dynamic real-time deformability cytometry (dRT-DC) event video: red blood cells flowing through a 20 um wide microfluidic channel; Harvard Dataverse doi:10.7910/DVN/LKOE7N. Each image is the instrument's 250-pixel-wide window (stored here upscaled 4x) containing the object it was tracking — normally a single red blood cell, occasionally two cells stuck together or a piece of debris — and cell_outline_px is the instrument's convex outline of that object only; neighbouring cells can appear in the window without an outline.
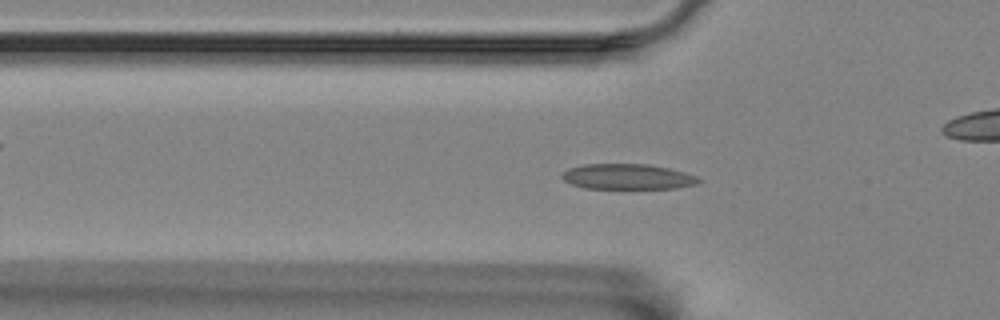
{"species": "Egyptian fruit bat (a non-hibernating species)", "species_latin": "Rousettus aegyptiacus", "temperature_condition": "room temperature", "stored_images_in_passage": 55, "camera_frame_rate_fps": 3000, "um_per_image_px": 0.085, "animal": {"sex": "female"}, "frame": {"image": 1, "passage_image": 18, "time_ms": 5.667, "image_size_px": [1000, 320], "cell_outline_px": [[700, 180], [696, 184], [676, 188], [584, 188], [572, 184], [564, 180], [560, 176], [568, 168], [584, 164], [648, 164], [668, 168], [684, 172], [696, 176]], "centroid_in_image_um": [53.31, 15.01], "position_along_channel_um": 72.5, "area_um2": 20.06}}
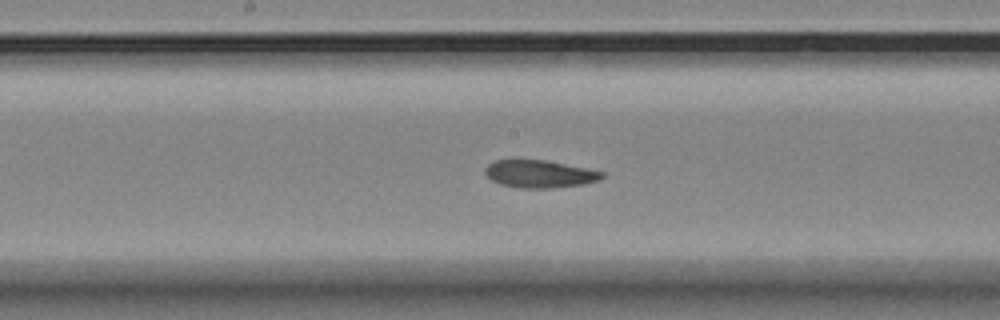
{"frame": {"image": 2, "passage_image": 29, "time_ms": 9.333, "image_size_px": [1000, 320], "cell_outline_px": [[604, 176], [600, 180], [584, 184], [552, 188], [520, 188], [500, 184], [492, 180], [484, 172], [484, 168], [488, 164], [496, 160], [544, 160], [604, 172]], "centroid_in_image_um": [45.85, 14.79], "position_along_channel_um": 202.3, "area_um2": 18.61}}
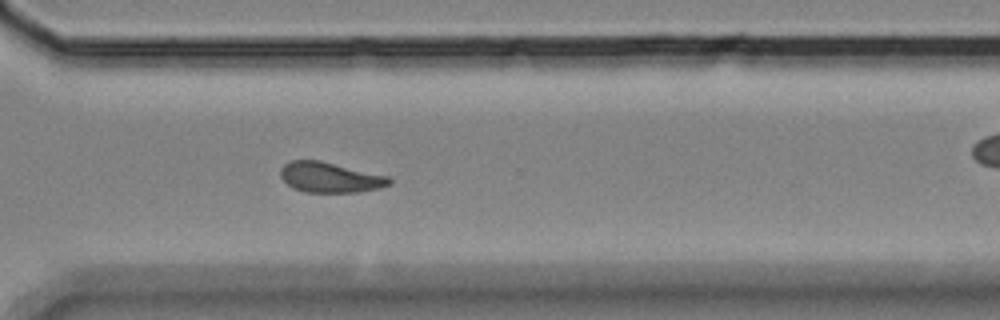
{"frame": {"image": 3, "passage_image": 41, "time_ms": 13.333, "image_size_px": [1000, 320], "cell_outline_px": [[392, 184], [380, 188], [360, 192], [304, 192], [292, 188], [280, 176], [280, 168], [284, 164], [292, 160], [320, 160], [388, 176], [392, 180]], "centroid_in_image_um": [28.06, 15.08], "position_along_channel_um": 342.5, "area_um2": 19.31}}